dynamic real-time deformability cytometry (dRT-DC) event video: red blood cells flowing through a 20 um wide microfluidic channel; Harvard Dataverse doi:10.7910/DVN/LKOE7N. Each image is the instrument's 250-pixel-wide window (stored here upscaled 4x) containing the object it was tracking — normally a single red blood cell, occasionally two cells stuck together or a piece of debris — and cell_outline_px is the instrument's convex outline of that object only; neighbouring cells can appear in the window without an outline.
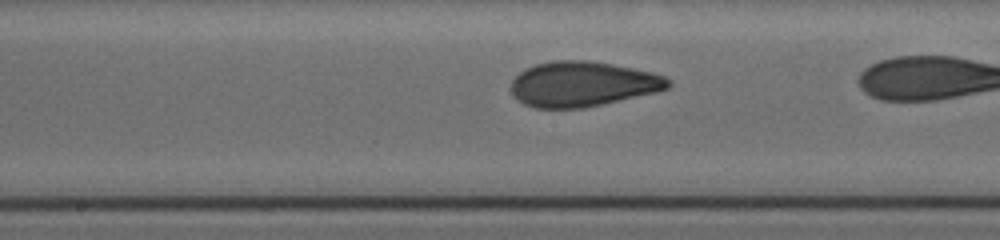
{"species": "human", "species_latin": "Homo sapiens", "temperature_condition": "cold", "stored_images_in_passage": 17, "camera_frame_rate_fps": 3000, "um_per_image_px": 0.085, "donor": {"sex": "female"}, "frame": {"image": 1, "passage_image": 12, "time_ms": 4.667, "image_size_px": [1000, 240], "cell_outline_px": [[672, 84], [668, 88], [656, 92], [584, 108], [536, 108], [524, 104], [512, 92], [512, 80], [524, 68], [536, 64], [552, 60], [588, 60], [612, 64], [652, 72], [664, 76], [672, 80]], "centroid_in_image_um": [49.54, 7.13], "position_along_channel_um": 198.7, "area_um2": 41.21}}
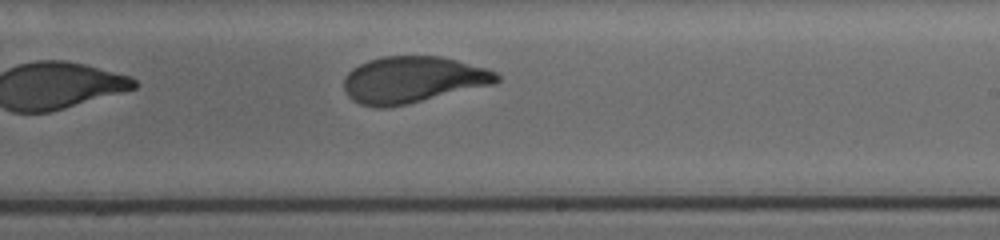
{"frame": {"image": 2, "passage_image": 17, "time_ms": 7.0, "image_size_px": [1000, 240], "cell_outline_px": [[500, 80], [496, 84], [408, 104], [384, 108], [376, 108], [360, 104], [352, 100], [344, 92], [344, 80], [348, 72], [352, 68], [368, 60], [380, 56], [440, 56], [488, 68], [496, 72], [500, 76]], "centroid_in_image_um": [35.09, 6.78], "position_along_channel_um": 253.9, "area_um2": 41.85}}